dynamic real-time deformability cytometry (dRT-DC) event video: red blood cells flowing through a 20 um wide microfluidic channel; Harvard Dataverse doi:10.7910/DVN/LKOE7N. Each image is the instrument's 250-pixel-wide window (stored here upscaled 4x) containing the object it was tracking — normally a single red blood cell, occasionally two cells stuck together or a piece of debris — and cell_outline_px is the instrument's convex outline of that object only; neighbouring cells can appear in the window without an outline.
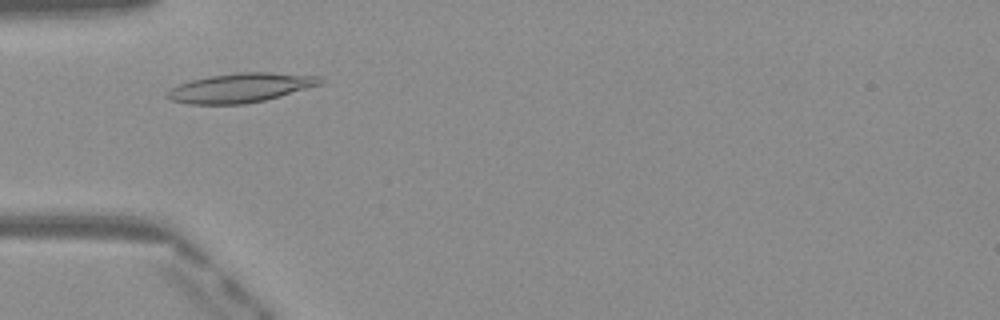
{"species": "Egyptian fruit bat (a non-hibernating species)", "species_latin": "Rousettus aegyptiacus", "temperature_condition": "warm", "stored_images_in_passage": 42, "camera_frame_rate_fps": 3000, "um_per_image_px": 0.085, "frame": {"image": 1, "passage_image": 8, "time_ms": 2.333, "image_size_px": [1000, 320], "cell_outline_px": [[324, 84], [280, 96], [264, 100], [244, 104], [188, 104], [172, 100], [164, 96], [176, 84], [208, 76], [236, 72], [268, 72], [316, 76], [324, 80]], "centroid_in_image_um": [20.44, 7.46], "position_along_channel_um": 64.6, "area_um2": 26.13}}
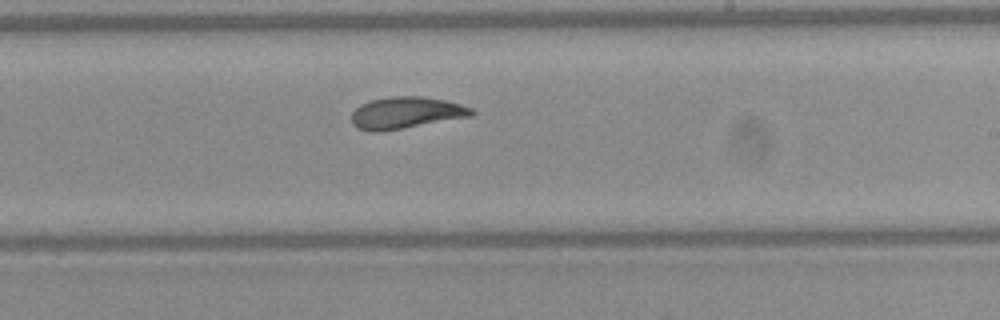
{"frame": {"image": 2, "passage_image": 22, "time_ms": 7.0, "image_size_px": [1000, 320], "cell_outline_px": [[476, 112], [472, 116], [376, 132], [356, 128], [352, 124], [352, 112], [360, 104], [368, 100], [388, 96], [420, 96], [444, 100], [460, 104], [472, 108]], "centroid_in_image_um": [34.48, 9.57], "position_along_channel_um": 254.5, "area_um2": 22.08}}
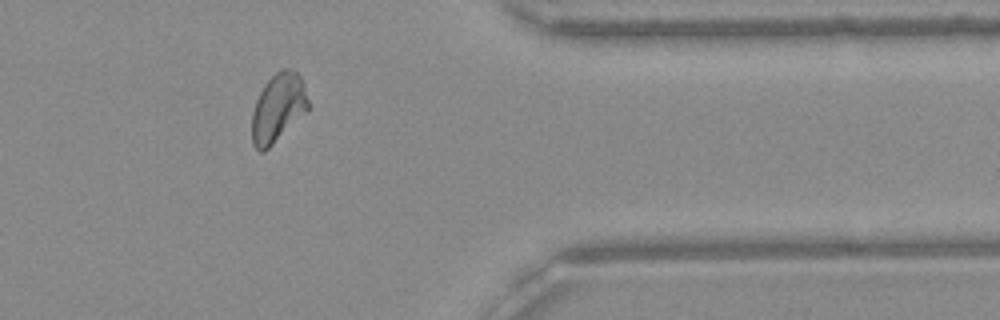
{"frame": {"image": 3, "passage_image": 33, "time_ms": 10.667, "image_size_px": [1000, 320], "cell_outline_px": [[308, 108], [264, 152], [260, 152], [252, 144], [252, 112], [256, 100], [264, 84], [280, 68], [292, 68], [300, 76], [304, 84], [308, 100]], "centroid_in_image_um": [23.61, 9.13], "position_along_channel_um": 387.8, "area_um2": 22.08}, "authors_computed_cell_mechanics": {"area_um2": 22.4553, "velocity_mm_per_s": 4.0782, "shape_relaxation_time_tau1_ms": 7.5119, "shape_relaxation_time_tau2_ms": 1.6085, "deformation_change_tau1": 0.2046, "deformation_change_tau2": 0.0593}}